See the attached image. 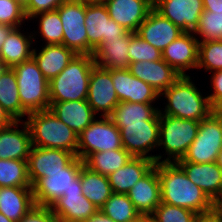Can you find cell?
I'll return each instance as SVG.
<instances>
[{"mask_svg":"<svg viewBox=\"0 0 222 222\" xmlns=\"http://www.w3.org/2000/svg\"><path fill=\"white\" fill-rule=\"evenodd\" d=\"M157 172L161 202L184 207L197 214L210 212L216 207L177 163H157Z\"/></svg>","mask_w":222,"mask_h":222,"instance_id":"1","label":"cell"},{"mask_svg":"<svg viewBox=\"0 0 222 222\" xmlns=\"http://www.w3.org/2000/svg\"><path fill=\"white\" fill-rule=\"evenodd\" d=\"M166 100L160 114L175 118L201 121L215 109L210 105L208 96H203L190 75H181L168 89L160 94Z\"/></svg>","mask_w":222,"mask_h":222,"instance_id":"2","label":"cell"},{"mask_svg":"<svg viewBox=\"0 0 222 222\" xmlns=\"http://www.w3.org/2000/svg\"><path fill=\"white\" fill-rule=\"evenodd\" d=\"M25 119L32 146L61 149L77 156L78 134L60 121L50 109L31 112Z\"/></svg>","mask_w":222,"mask_h":222,"instance_id":"3","label":"cell"},{"mask_svg":"<svg viewBox=\"0 0 222 222\" xmlns=\"http://www.w3.org/2000/svg\"><path fill=\"white\" fill-rule=\"evenodd\" d=\"M94 66L93 55H76L60 74L49 81L50 102L87 99Z\"/></svg>","mask_w":222,"mask_h":222,"instance_id":"4","label":"cell"},{"mask_svg":"<svg viewBox=\"0 0 222 222\" xmlns=\"http://www.w3.org/2000/svg\"><path fill=\"white\" fill-rule=\"evenodd\" d=\"M199 124V121L160 114L158 148H164L165 154L156 153V163H176L182 159L196 138Z\"/></svg>","mask_w":222,"mask_h":222,"instance_id":"5","label":"cell"},{"mask_svg":"<svg viewBox=\"0 0 222 222\" xmlns=\"http://www.w3.org/2000/svg\"><path fill=\"white\" fill-rule=\"evenodd\" d=\"M12 69L17 79L22 108L28 114L49 109V81L42 74L34 58L17 64Z\"/></svg>","mask_w":222,"mask_h":222,"instance_id":"6","label":"cell"},{"mask_svg":"<svg viewBox=\"0 0 222 222\" xmlns=\"http://www.w3.org/2000/svg\"><path fill=\"white\" fill-rule=\"evenodd\" d=\"M83 165L84 161L76 156L62 172L48 173V177L37 180L32 185L35 204L50 207L64 192L82 189L80 173Z\"/></svg>","mask_w":222,"mask_h":222,"instance_id":"7","label":"cell"},{"mask_svg":"<svg viewBox=\"0 0 222 222\" xmlns=\"http://www.w3.org/2000/svg\"><path fill=\"white\" fill-rule=\"evenodd\" d=\"M222 150V115L214 110L200 121L196 138L178 161L194 163L216 162Z\"/></svg>","mask_w":222,"mask_h":222,"instance_id":"8","label":"cell"},{"mask_svg":"<svg viewBox=\"0 0 222 222\" xmlns=\"http://www.w3.org/2000/svg\"><path fill=\"white\" fill-rule=\"evenodd\" d=\"M123 148L120 130L110 117H101L78 135L77 157L84 161L90 154Z\"/></svg>","mask_w":222,"mask_h":222,"instance_id":"9","label":"cell"},{"mask_svg":"<svg viewBox=\"0 0 222 222\" xmlns=\"http://www.w3.org/2000/svg\"><path fill=\"white\" fill-rule=\"evenodd\" d=\"M85 27L88 37V55H93L102 42L119 39L127 30L112 20L104 3H85Z\"/></svg>","mask_w":222,"mask_h":222,"instance_id":"10","label":"cell"},{"mask_svg":"<svg viewBox=\"0 0 222 222\" xmlns=\"http://www.w3.org/2000/svg\"><path fill=\"white\" fill-rule=\"evenodd\" d=\"M63 27L62 44L77 55H88V37L86 34L85 3L68 0L57 9Z\"/></svg>","mask_w":222,"mask_h":222,"instance_id":"11","label":"cell"},{"mask_svg":"<svg viewBox=\"0 0 222 222\" xmlns=\"http://www.w3.org/2000/svg\"><path fill=\"white\" fill-rule=\"evenodd\" d=\"M160 120H144V123H124L120 136L123 148L133 157H144L156 163V155L149 154L159 144Z\"/></svg>","mask_w":222,"mask_h":222,"instance_id":"12","label":"cell"},{"mask_svg":"<svg viewBox=\"0 0 222 222\" xmlns=\"http://www.w3.org/2000/svg\"><path fill=\"white\" fill-rule=\"evenodd\" d=\"M87 102L98 117H109L119 103L112 82V69H104L95 65L92 68Z\"/></svg>","mask_w":222,"mask_h":222,"instance_id":"13","label":"cell"},{"mask_svg":"<svg viewBox=\"0 0 222 222\" xmlns=\"http://www.w3.org/2000/svg\"><path fill=\"white\" fill-rule=\"evenodd\" d=\"M153 8L184 32H194L204 12L203 0H154Z\"/></svg>","mask_w":222,"mask_h":222,"instance_id":"14","label":"cell"},{"mask_svg":"<svg viewBox=\"0 0 222 222\" xmlns=\"http://www.w3.org/2000/svg\"><path fill=\"white\" fill-rule=\"evenodd\" d=\"M76 156L65 150L32 146L27 158V172L31 186L48 173L62 172Z\"/></svg>","mask_w":222,"mask_h":222,"instance_id":"15","label":"cell"},{"mask_svg":"<svg viewBox=\"0 0 222 222\" xmlns=\"http://www.w3.org/2000/svg\"><path fill=\"white\" fill-rule=\"evenodd\" d=\"M198 52L199 40L193 32H184L162 51V59L179 74L189 75L186 70L197 69Z\"/></svg>","mask_w":222,"mask_h":222,"instance_id":"16","label":"cell"},{"mask_svg":"<svg viewBox=\"0 0 222 222\" xmlns=\"http://www.w3.org/2000/svg\"><path fill=\"white\" fill-rule=\"evenodd\" d=\"M112 82L119 102L156 103L160 94L128 69H112Z\"/></svg>","mask_w":222,"mask_h":222,"instance_id":"17","label":"cell"},{"mask_svg":"<svg viewBox=\"0 0 222 222\" xmlns=\"http://www.w3.org/2000/svg\"><path fill=\"white\" fill-rule=\"evenodd\" d=\"M188 178L195 183L216 205L222 198V169L216 162H176Z\"/></svg>","mask_w":222,"mask_h":222,"instance_id":"18","label":"cell"},{"mask_svg":"<svg viewBox=\"0 0 222 222\" xmlns=\"http://www.w3.org/2000/svg\"><path fill=\"white\" fill-rule=\"evenodd\" d=\"M112 20L129 32L136 33L153 8L154 0H102Z\"/></svg>","mask_w":222,"mask_h":222,"instance_id":"19","label":"cell"},{"mask_svg":"<svg viewBox=\"0 0 222 222\" xmlns=\"http://www.w3.org/2000/svg\"><path fill=\"white\" fill-rule=\"evenodd\" d=\"M136 33L162 52L171 42L183 34L184 31L152 8L146 19L138 27Z\"/></svg>","mask_w":222,"mask_h":222,"instance_id":"20","label":"cell"},{"mask_svg":"<svg viewBox=\"0 0 222 222\" xmlns=\"http://www.w3.org/2000/svg\"><path fill=\"white\" fill-rule=\"evenodd\" d=\"M50 207L59 222H85L99 210L82 194V189L64 192Z\"/></svg>","mask_w":222,"mask_h":222,"instance_id":"21","label":"cell"},{"mask_svg":"<svg viewBox=\"0 0 222 222\" xmlns=\"http://www.w3.org/2000/svg\"><path fill=\"white\" fill-rule=\"evenodd\" d=\"M127 196L133 202L141 216L149 217L161 203L160 181L157 163L128 191Z\"/></svg>","mask_w":222,"mask_h":222,"instance_id":"22","label":"cell"},{"mask_svg":"<svg viewBox=\"0 0 222 222\" xmlns=\"http://www.w3.org/2000/svg\"><path fill=\"white\" fill-rule=\"evenodd\" d=\"M128 70L134 77L152 86L159 94L168 89L181 76L163 59L129 63Z\"/></svg>","mask_w":222,"mask_h":222,"instance_id":"23","label":"cell"},{"mask_svg":"<svg viewBox=\"0 0 222 222\" xmlns=\"http://www.w3.org/2000/svg\"><path fill=\"white\" fill-rule=\"evenodd\" d=\"M31 148L30 131L24 120L0 129V159L27 161Z\"/></svg>","mask_w":222,"mask_h":222,"instance_id":"24","label":"cell"},{"mask_svg":"<svg viewBox=\"0 0 222 222\" xmlns=\"http://www.w3.org/2000/svg\"><path fill=\"white\" fill-rule=\"evenodd\" d=\"M49 109L78 135L97 117L87 99L50 102Z\"/></svg>","mask_w":222,"mask_h":222,"instance_id":"25","label":"cell"},{"mask_svg":"<svg viewBox=\"0 0 222 222\" xmlns=\"http://www.w3.org/2000/svg\"><path fill=\"white\" fill-rule=\"evenodd\" d=\"M34 48L32 57L48 81L60 74L77 55L63 44L43 45L41 50Z\"/></svg>","mask_w":222,"mask_h":222,"instance_id":"26","label":"cell"},{"mask_svg":"<svg viewBox=\"0 0 222 222\" xmlns=\"http://www.w3.org/2000/svg\"><path fill=\"white\" fill-rule=\"evenodd\" d=\"M129 42V31L119 39H109L107 42H102L93 53L95 65L104 69H128Z\"/></svg>","mask_w":222,"mask_h":222,"instance_id":"27","label":"cell"},{"mask_svg":"<svg viewBox=\"0 0 222 222\" xmlns=\"http://www.w3.org/2000/svg\"><path fill=\"white\" fill-rule=\"evenodd\" d=\"M32 187H0V212L19 222L35 206Z\"/></svg>","mask_w":222,"mask_h":222,"instance_id":"28","label":"cell"},{"mask_svg":"<svg viewBox=\"0 0 222 222\" xmlns=\"http://www.w3.org/2000/svg\"><path fill=\"white\" fill-rule=\"evenodd\" d=\"M154 165L155 162L148 158L132 157L127 164L107 176L113 193L127 194Z\"/></svg>","mask_w":222,"mask_h":222,"instance_id":"29","label":"cell"},{"mask_svg":"<svg viewBox=\"0 0 222 222\" xmlns=\"http://www.w3.org/2000/svg\"><path fill=\"white\" fill-rule=\"evenodd\" d=\"M21 26L15 27L5 39L0 49V59L8 68L21 64L33 56L34 37L31 33L27 35L21 32ZM29 34V35H28Z\"/></svg>","mask_w":222,"mask_h":222,"instance_id":"30","label":"cell"},{"mask_svg":"<svg viewBox=\"0 0 222 222\" xmlns=\"http://www.w3.org/2000/svg\"><path fill=\"white\" fill-rule=\"evenodd\" d=\"M153 104V105H152ZM160 108L154 103L119 102L109 116L120 129L124 123H144V120H160Z\"/></svg>","mask_w":222,"mask_h":222,"instance_id":"31","label":"cell"},{"mask_svg":"<svg viewBox=\"0 0 222 222\" xmlns=\"http://www.w3.org/2000/svg\"><path fill=\"white\" fill-rule=\"evenodd\" d=\"M80 182L82 194L99 209L113 193L108 177L93 172L85 165L81 168Z\"/></svg>","mask_w":222,"mask_h":222,"instance_id":"32","label":"cell"},{"mask_svg":"<svg viewBox=\"0 0 222 222\" xmlns=\"http://www.w3.org/2000/svg\"><path fill=\"white\" fill-rule=\"evenodd\" d=\"M132 157L124 148L101 151L90 154L84 160V165L93 172L108 176L127 164Z\"/></svg>","mask_w":222,"mask_h":222,"instance_id":"33","label":"cell"},{"mask_svg":"<svg viewBox=\"0 0 222 222\" xmlns=\"http://www.w3.org/2000/svg\"><path fill=\"white\" fill-rule=\"evenodd\" d=\"M0 104L17 121L28 113L22 108L17 86V79L12 68H6L0 75Z\"/></svg>","mask_w":222,"mask_h":222,"instance_id":"34","label":"cell"},{"mask_svg":"<svg viewBox=\"0 0 222 222\" xmlns=\"http://www.w3.org/2000/svg\"><path fill=\"white\" fill-rule=\"evenodd\" d=\"M100 210L115 222H133L141 217L127 194L112 193Z\"/></svg>","mask_w":222,"mask_h":222,"instance_id":"35","label":"cell"},{"mask_svg":"<svg viewBox=\"0 0 222 222\" xmlns=\"http://www.w3.org/2000/svg\"><path fill=\"white\" fill-rule=\"evenodd\" d=\"M38 18V29L37 31L33 30L32 35L34 37V41L36 37L41 36V40L44 39L45 45L52 44H62L63 40V27L62 22L59 17V12L57 10L42 12L34 15L30 18V20H34Z\"/></svg>","mask_w":222,"mask_h":222,"instance_id":"36","label":"cell"},{"mask_svg":"<svg viewBox=\"0 0 222 222\" xmlns=\"http://www.w3.org/2000/svg\"><path fill=\"white\" fill-rule=\"evenodd\" d=\"M0 187H32L27 172V161L0 159Z\"/></svg>","mask_w":222,"mask_h":222,"instance_id":"37","label":"cell"},{"mask_svg":"<svg viewBox=\"0 0 222 222\" xmlns=\"http://www.w3.org/2000/svg\"><path fill=\"white\" fill-rule=\"evenodd\" d=\"M197 69L209 74L222 70V40L199 41Z\"/></svg>","mask_w":222,"mask_h":222,"instance_id":"38","label":"cell"},{"mask_svg":"<svg viewBox=\"0 0 222 222\" xmlns=\"http://www.w3.org/2000/svg\"><path fill=\"white\" fill-rule=\"evenodd\" d=\"M193 33L199 41L222 40V12L204 10Z\"/></svg>","mask_w":222,"mask_h":222,"instance_id":"39","label":"cell"},{"mask_svg":"<svg viewBox=\"0 0 222 222\" xmlns=\"http://www.w3.org/2000/svg\"><path fill=\"white\" fill-rule=\"evenodd\" d=\"M197 213L179 206L161 202L149 216L150 222H194Z\"/></svg>","mask_w":222,"mask_h":222,"instance_id":"40","label":"cell"},{"mask_svg":"<svg viewBox=\"0 0 222 222\" xmlns=\"http://www.w3.org/2000/svg\"><path fill=\"white\" fill-rule=\"evenodd\" d=\"M129 63L138 61H157L162 59V52L146 42L137 33L130 32L128 48Z\"/></svg>","mask_w":222,"mask_h":222,"instance_id":"41","label":"cell"},{"mask_svg":"<svg viewBox=\"0 0 222 222\" xmlns=\"http://www.w3.org/2000/svg\"><path fill=\"white\" fill-rule=\"evenodd\" d=\"M25 20L28 19L24 7L14 0H0V24L20 27Z\"/></svg>","mask_w":222,"mask_h":222,"instance_id":"42","label":"cell"},{"mask_svg":"<svg viewBox=\"0 0 222 222\" xmlns=\"http://www.w3.org/2000/svg\"><path fill=\"white\" fill-rule=\"evenodd\" d=\"M65 1L68 0H29L24 11L30 21V18L38 13L56 10Z\"/></svg>","mask_w":222,"mask_h":222,"instance_id":"43","label":"cell"},{"mask_svg":"<svg viewBox=\"0 0 222 222\" xmlns=\"http://www.w3.org/2000/svg\"><path fill=\"white\" fill-rule=\"evenodd\" d=\"M19 222H59L51 207L35 205Z\"/></svg>","mask_w":222,"mask_h":222,"instance_id":"44","label":"cell"},{"mask_svg":"<svg viewBox=\"0 0 222 222\" xmlns=\"http://www.w3.org/2000/svg\"><path fill=\"white\" fill-rule=\"evenodd\" d=\"M210 82L213 92L206 95L210 105L216 109L222 103V70L212 72Z\"/></svg>","mask_w":222,"mask_h":222,"instance_id":"45","label":"cell"},{"mask_svg":"<svg viewBox=\"0 0 222 222\" xmlns=\"http://www.w3.org/2000/svg\"><path fill=\"white\" fill-rule=\"evenodd\" d=\"M194 222H222V213L215 207L210 212L198 214Z\"/></svg>","mask_w":222,"mask_h":222,"instance_id":"46","label":"cell"},{"mask_svg":"<svg viewBox=\"0 0 222 222\" xmlns=\"http://www.w3.org/2000/svg\"><path fill=\"white\" fill-rule=\"evenodd\" d=\"M15 121L17 120L0 104V129L11 126Z\"/></svg>","mask_w":222,"mask_h":222,"instance_id":"47","label":"cell"},{"mask_svg":"<svg viewBox=\"0 0 222 222\" xmlns=\"http://www.w3.org/2000/svg\"><path fill=\"white\" fill-rule=\"evenodd\" d=\"M205 11L222 12V0H203Z\"/></svg>","mask_w":222,"mask_h":222,"instance_id":"48","label":"cell"},{"mask_svg":"<svg viewBox=\"0 0 222 222\" xmlns=\"http://www.w3.org/2000/svg\"><path fill=\"white\" fill-rule=\"evenodd\" d=\"M85 222H115L114 220L110 219L107 215H105L100 209L93 214L89 220Z\"/></svg>","mask_w":222,"mask_h":222,"instance_id":"49","label":"cell"},{"mask_svg":"<svg viewBox=\"0 0 222 222\" xmlns=\"http://www.w3.org/2000/svg\"><path fill=\"white\" fill-rule=\"evenodd\" d=\"M14 28L15 26L7 25V24H0V49L5 39Z\"/></svg>","mask_w":222,"mask_h":222,"instance_id":"50","label":"cell"},{"mask_svg":"<svg viewBox=\"0 0 222 222\" xmlns=\"http://www.w3.org/2000/svg\"><path fill=\"white\" fill-rule=\"evenodd\" d=\"M0 222H15L7 218L3 213L0 212Z\"/></svg>","mask_w":222,"mask_h":222,"instance_id":"51","label":"cell"},{"mask_svg":"<svg viewBox=\"0 0 222 222\" xmlns=\"http://www.w3.org/2000/svg\"><path fill=\"white\" fill-rule=\"evenodd\" d=\"M216 163L222 169V150L219 152Z\"/></svg>","mask_w":222,"mask_h":222,"instance_id":"52","label":"cell"},{"mask_svg":"<svg viewBox=\"0 0 222 222\" xmlns=\"http://www.w3.org/2000/svg\"><path fill=\"white\" fill-rule=\"evenodd\" d=\"M133 222H150V221H149V217L141 216L139 219H137Z\"/></svg>","mask_w":222,"mask_h":222,"instance_id":"53","label":"cell"},{"mask_svg":"<svg viewBox=\"0 0 222 222\" xmlns=\"http://www.w3.org/2000/svg\"><path fill=\"white\" fill-rule=\"evenodd\" d=\"M14 1H16V2L19 3L22 7L25 8V7L27 6L29 0H14Z\"/></svg>","mask_w":222,"mask_h":222,"instance_id":"54","label":"cell"},{"mask_svg":"<svg viewBox=\"0 0 222 222\" xmlns=\"http://www.w3.org/2000/svg\"><path fill=\"white\" fill-rule=\"evenodd\" d=\"M74 1H79L84 3H95V2H101L102 0H74Z\"/></svg>","mask_w":222,"mask_h":222,"instance_id":"55","label":"cell"},{"mask_svg":"<svg viewBox=\"0 0 222 222\" xmlns=\"http://www.w3.org/2000/svg\"><path fill=\"white\" fill-rule=\"evenodd\" d=\"M7 67L4 65V62L0 59V75Z\"/></svg>","mask_w":222,"mask_h":222,"instance_id":"56","label":"cell"},{"mask_svg":"<svg viewBox=\"0 0 222 222\" xmlns=\"http://www.w3.org/2000/svg\"><path fill=\"white\" fill-rule=\"evenodd\" d=\"M216 208L222 213V198H221V200L216 204Z\"/></svg>","mask_w":222,"mask_h":222,"instance_id":"57","label":"cell"},{"mask_svg":"<svg viewBox=\"0 0 222 222\" xmlns=\"http://www.w3.org/2000/svg\"><path fill=\"white\" fill-rule=\"evenodd\" d=\"M215 110L222 115V103Z\"/></svg>","mask_w":222,"mask_h":222,"instance_id":"58","label":"cell"}]
</instances>
